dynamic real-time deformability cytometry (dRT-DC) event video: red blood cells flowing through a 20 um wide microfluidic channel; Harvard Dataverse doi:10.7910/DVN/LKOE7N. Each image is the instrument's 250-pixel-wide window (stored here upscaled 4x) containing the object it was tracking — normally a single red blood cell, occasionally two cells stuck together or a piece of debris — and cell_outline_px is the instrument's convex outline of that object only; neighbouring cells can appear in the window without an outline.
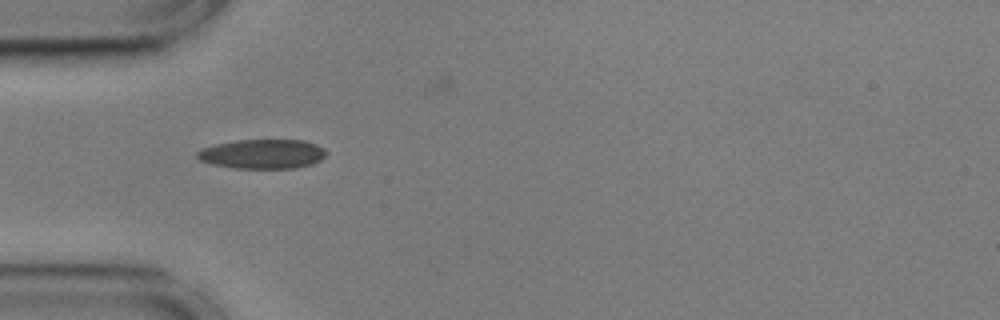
{"species": "common noctule bat (a hibernating species)", "species_latin": "Nyctalus noctula", "temperature_condition": "cold", "stored_images_in_passage": 7, "camera_frame_rate_fps": 3000, "um_per_image_px": 0.085, "animal": {"sex": "male", "body_mass_g": 17.9, "forearm_length_mm": 54.2}, "frame": {"image": 1, "passage_image": 1, "time_ms": 0.0, "image_size_px": [1000, 320], "cell_outline_px": [[328, 152], [320, 160], [312, 164], [296, 168], [236, 168], [212, 164], [200, 160], [196, 156], [196, 152], [204, 148], [216, 144], [236, 140], [304, 140], [316, 144], [324, 148]], "centroid_in_image_um": [22.34, 13.08], "position_along_channel_um": 62.7, "area_um2": 22.08}}